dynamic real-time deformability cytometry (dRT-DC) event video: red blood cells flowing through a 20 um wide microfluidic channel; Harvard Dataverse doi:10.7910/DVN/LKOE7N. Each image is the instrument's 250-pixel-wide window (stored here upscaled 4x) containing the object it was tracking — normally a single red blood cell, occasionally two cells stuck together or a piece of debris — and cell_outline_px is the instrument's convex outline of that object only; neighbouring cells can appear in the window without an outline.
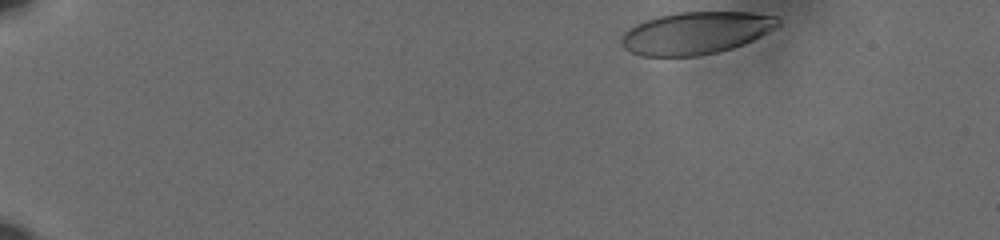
{"species": "human", "species_latin": "Homo sapiens", "temperature_condition": "cold", "stored_images_in_passage": 45, "camera_frame_rate_fps": 3000, "um_per_image_px": 0.085, "donor": {"sex": "male"}, "frame": {"image": 1, "passage_image": 1, "time_ms": 0.0, "image_size_px": [1000, 240], "cell_outline_px": [[780, 24], [776, 28], [744, 44], [732, 48], [700, 56], [640, 56], [628, 52], [620, 44], [620, 40], [624, 32], [628, 28], [644, 20], [676, 12], [752, 12], [780, 16]], "centroid_in_image_um": [59.14, 2.8], "position_along_channel_um": 25.9, "area_um2": 39.02}}
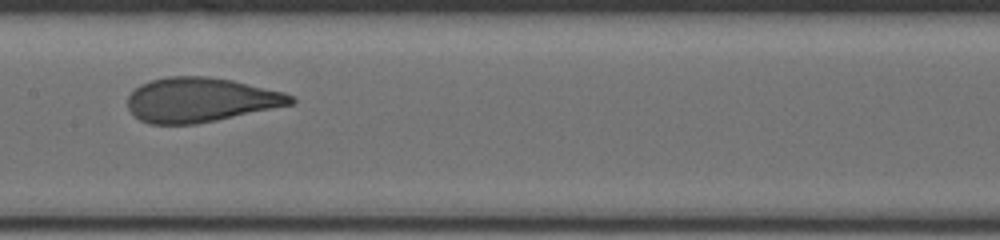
{"frame": {"image": 2, "passage_image": 25, "time_ms": 8.0, "image_size_px": [1000, 240], "cell_outline_px": [[296, 100], [292, 104], [216, 120], [196, 124], [148, 124], [140, 120], [128, 108], [128, 96], [140, 84], [152, 80], [168, 76], [208, 76], [232, 80], [284, 92], [292, 96]], "centroid_in_image_um": [17.02, 8.48], "position_along_channel_um": 190.4, "area_um2": 42.02}}
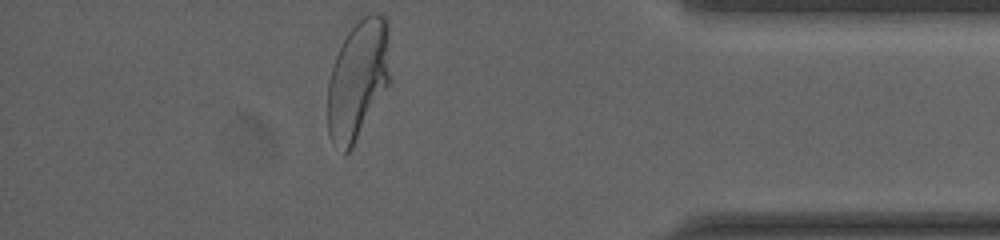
{"frame": {"image": 3, "passage_image": 45, "time_ms": 14.667, "image_size_px": [1000, 240], "cell_outline_px": [[392, 80], [352, 148], [348, 152], [344, 152], [332, 144], [328, 136], [328, 80], [336, 56], [348, 32], [368, 12], [380, 12], [384, 16], [388, 24]], "centroid_in_image_um": [30.47, 6.76], "position_along_channel_um": 404.7, "area_um2": 44.1}, "authors_computed_cell_mechanics": {"area_um2": 42.0784, "velocity_mm_per_s": 3.6083, "shape_relaxation_time_tau1_ms": 4.6923, "shape_relaxation_time_tau2_ms": null, "deformation_change_tau1": 0.1774, "deformation_change_tau2": null}}